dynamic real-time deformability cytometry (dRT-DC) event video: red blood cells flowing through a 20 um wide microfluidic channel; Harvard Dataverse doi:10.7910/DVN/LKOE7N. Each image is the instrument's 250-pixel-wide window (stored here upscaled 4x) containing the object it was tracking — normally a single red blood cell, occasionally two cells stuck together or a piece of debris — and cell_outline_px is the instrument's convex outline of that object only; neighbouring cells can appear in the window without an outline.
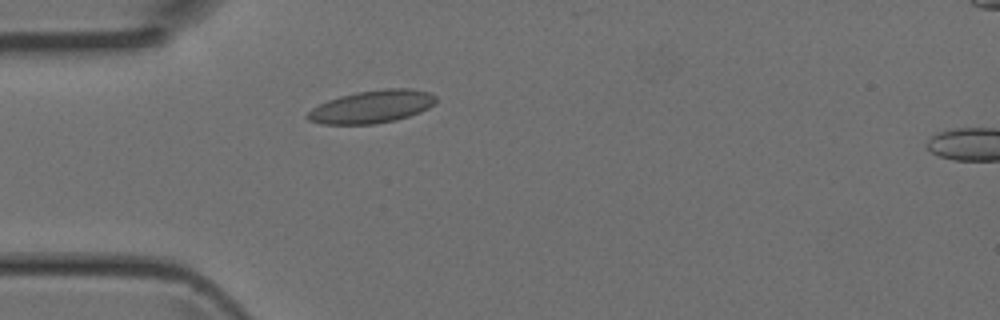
{"species": "Egyptian fruit bat (a non-hibernating species)", "species_latin": "Rousettus aegyptiacus", "temperature_condition": "room temperature", "stored_images_in_passage": 4, "camera_frame_rate_fps": 3000, "um_per_image_px": 0.085, "animal": {"sex": "female"}, "frame": {"image": 1, "passage_image": 3, "time_ms": 0.667, "image_size_px": [1000, 320], "cell_outline_px": [[436, 104], [420, 112], [396, 120], [372, 124], [324, 124], [308, 120], [304, 116], [312, 108], [328, 100], [340, 96], [356, 92], [384, 88], [412, 88], [428, 92], [436, 96]], "centroid_in_image_um": [31.62, 9.06], "position_along_channel_um": 53.4, "area_um2": 24.57}}